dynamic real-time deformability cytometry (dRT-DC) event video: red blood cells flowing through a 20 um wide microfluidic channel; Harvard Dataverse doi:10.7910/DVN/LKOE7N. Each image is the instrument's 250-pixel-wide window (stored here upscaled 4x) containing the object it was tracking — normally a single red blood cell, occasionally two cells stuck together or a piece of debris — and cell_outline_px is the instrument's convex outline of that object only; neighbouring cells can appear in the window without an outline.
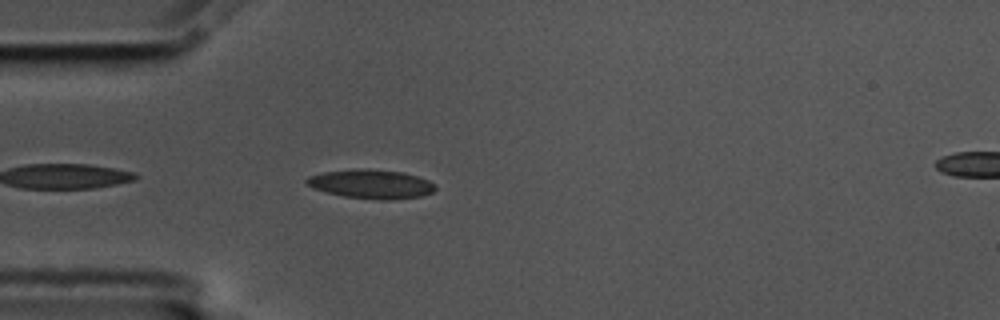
{"species": "common noctule bat (a hibernating species)", "species_latin": "Nyctalus noctula", "temperature_condition": "cold", "stored_images_in_passage": 43, "camera_frame_rate_fps": 3000, "um_per_image_px": 0.085, "animal": {"sex": "male", "body_mass_g": 17.5, "forearm_length_mm": 52.3}, "frame": {"image": 1, "passage_image": 3, "time_ms": 0.667, "image_size_px": [1000, 320], "cell_outline_px": [[436, 188], [432, 192], [420, 196], [392, 200], [380, 200], [344, 196], [312, 188], [304, 180], [308, 176], [324, 172], [356, 168], [364, 168], [404, 172], [428, 180], [436, 184]], "centroid_in_image_um": [31.56, 15.63], "position_along_channel_um": 53.4, "area_um2": 21.79}}
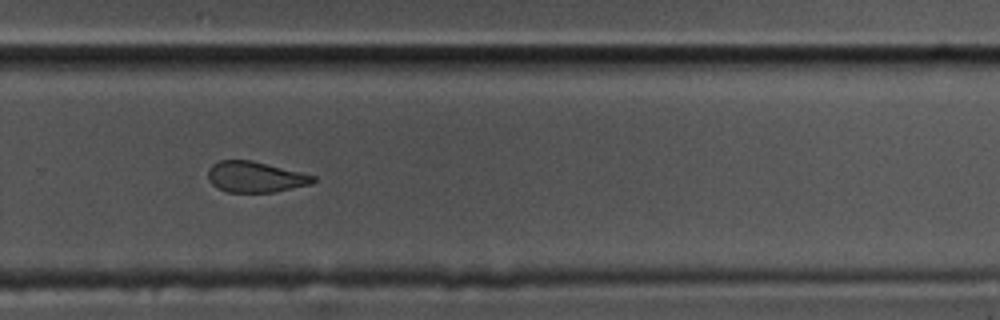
{"frame": {"image": 2, "passage_image": 25, "time_ms": 8.0, "image_size_px": [1000, 320], "cell_outline_px": [[316, 180], [312, 184], [276, 192], [228, 192], [216, 188], [208, 180], [208, 168], [212, 164], [220, 160], [252, 160], [316, 176]], "centroid_in_image_um": [21.69, 15.04], "position_along_channel_um": 308.1, "area_um2": 19.02}}
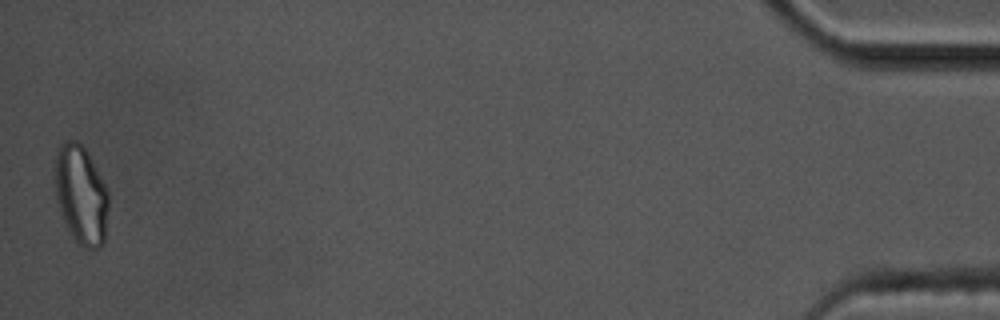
{"frame": {"image": 3, "passage_image": 43, "time_ms": 14.0, "image_size_px": [1000, 320], "cell_outline_px": [[108, 208], [104, 244], [100, 248], [84, 248], [72, 236], [64, 220], [56, 200], [52, 176], [56, 148], [64, 140], [76, 140], [84, 148], [104, 184], [108, 192]], "centroid_in_image_um": [6.83, 16.53], "position_along_channel_um": 428.4, "area_um2": 31.15}, "authors_computed_cell_mechanics": {"area_um2": 20.808, "velocity_mm_per_s": 3.5698, "shape_relaxation_time_tau1_ms": 5.5581, "shape_relaxation_time_tau2_ms": 1.8931, "deformation_change_tau1": 0.1292, "deformation_change_tau2": 0.0714}}